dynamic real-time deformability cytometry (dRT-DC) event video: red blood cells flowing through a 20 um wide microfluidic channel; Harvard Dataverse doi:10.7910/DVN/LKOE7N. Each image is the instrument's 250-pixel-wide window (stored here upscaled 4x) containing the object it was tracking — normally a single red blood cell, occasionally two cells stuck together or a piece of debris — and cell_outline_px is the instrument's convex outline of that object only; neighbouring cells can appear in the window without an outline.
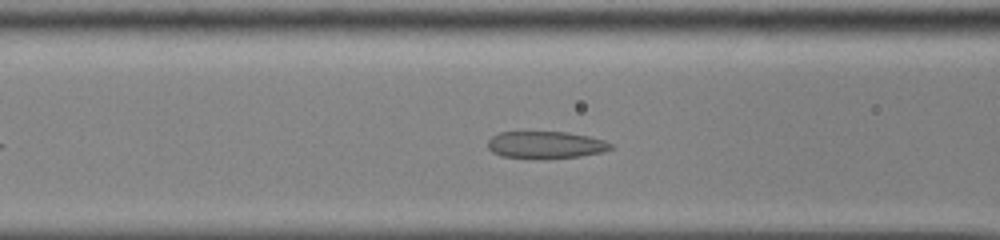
{"species": "common noctule bat (a hibernating species)", "species_latin": "Nyctalus noctula", "temperature_condition": "cold", "stored_images_in_passage": 42, "camera_frame_rate_fps": 3000, "um_per_image_px": 0.085, "animal": {"sex": "male", "body_mass_g": 13.0, "forearm_length_mm": 53.1}, "frame": {"image": 1, "passage_image": 14, "time_ms": 4.333, "image_size_px": [1000, 240], "cell_outline_px": [[612, 148], [600, 152], [580, 156], [500, 156], [492, 152], [488, 148], [488, 140], [492, 136], [500, 132], [564, 132], [588, 136], [604, 140], [612, 144]], "centroid_in_image_um": [46.36, 12.27], "position_along_channel_um": 120.2, "area_um2": 18.5}}
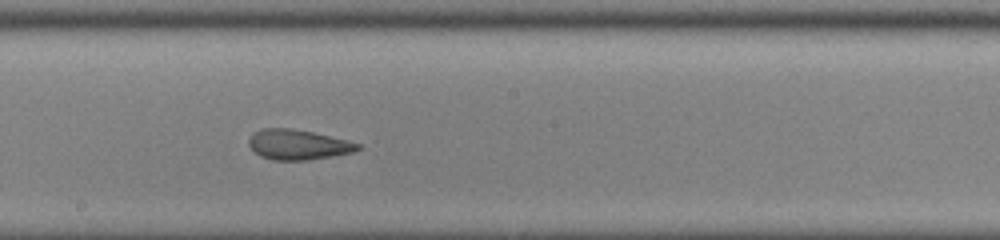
{"frame": {"image": 2, "passage_image": 22, "time_ms": 7.0, "image_size_px": [1000, 240], "cell_outline_px": [[360, 148], [352, 152], [332, 156], [308, 160], [272, 160], [260, 156], [248, 144], [248, 140], [252, 132], [260, 128], [288, 128], [312, 132], [360, 144]], "centroid_in_image_um": [25.26, 12.29], "position_along_channel_um": 222.9, "area_um2": 18.9}}
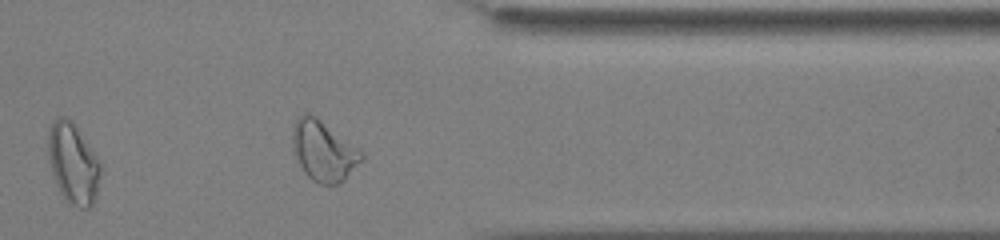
{"frame": {"image": 3, "passage_image": 35, "time_ms": 11.333, "image_size_px": [1000, 240], "cell_outline_px": [[100, 172], [96, 192], [92, 204], [88, 208], [80, 208], [68, 204], [60, 192], [52, 172], [48, 152], [48, 128], [60, 116], [64, 116], [76, 128], [100, 164]], "centroid_in_image_um": [6.18, 13.94], "position_along_channel_um": 405.2, "area_um2": 23.64}, "authors_computed_cell_mechanics": {"area_um2": 20.4901, "velocity_mm_per_s": 3.8471, "shape_relaxation_time_tau1_ms": 7.5977, "shape_relaxation_time_tau2_ms": 1.4362, "deformation_change_tau1": 0.1666, "deformation_change_tau2": 0.0619}}